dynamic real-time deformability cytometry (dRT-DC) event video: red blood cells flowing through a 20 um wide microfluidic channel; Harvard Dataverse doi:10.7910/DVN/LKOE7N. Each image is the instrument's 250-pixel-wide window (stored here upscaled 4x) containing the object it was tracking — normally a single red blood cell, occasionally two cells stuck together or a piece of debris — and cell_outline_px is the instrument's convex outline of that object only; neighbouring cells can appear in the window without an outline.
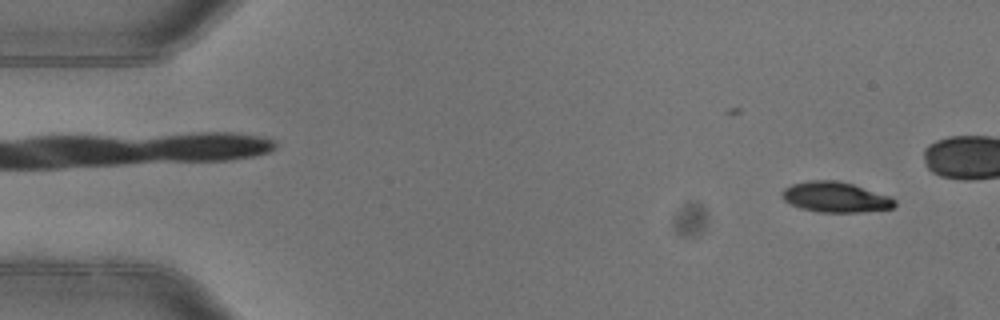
{"species": "common noctule bat (a hibernating species)", "species_latin": "Nyctalus noctula", "temperature_condition": "warm", "stored_images_in_passage": 4, "camera_frame_rate_fps": 3000, "um_per_image_px": 0.085, "animal": {"sex": "female"}, "frame": {"image": 1, "passage_image": 4, "time_ms": 1.0, "image_size_px": [1000, 320], "cell_outline_px": [[896, 204], [892, 208], [860, 212], [820, 212], [800, 208], [784, 200], [780, 196], [780, 192], [784, 188], [792, 184], [812, 180], [836, 180], [852, 184], [888, 196], [896, 200]], "centroid_in_image_um": [70.97, 16.75], "position_along_channel_um": 14.0, "area_um2": 19.77}}